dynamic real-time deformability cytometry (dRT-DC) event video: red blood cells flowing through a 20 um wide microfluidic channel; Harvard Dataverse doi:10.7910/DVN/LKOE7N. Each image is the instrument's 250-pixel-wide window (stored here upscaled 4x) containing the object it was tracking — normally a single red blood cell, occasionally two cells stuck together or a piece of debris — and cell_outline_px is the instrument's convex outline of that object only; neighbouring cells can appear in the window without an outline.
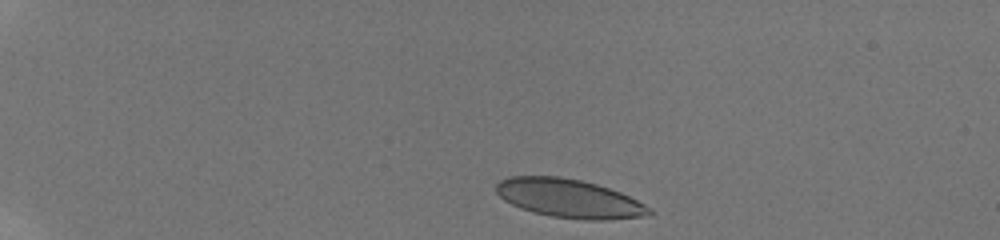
{"species": "human", "species_latin": "Homo sapiens", "temperature_condition": "room temperature", "stored_images_in_passage": 8, "camera_frame_rate_fps": 3000, "um_per_image_px": 0.085, "donor": {"sex": "male"}, "frame": {"image": 1, "passage_image": 1, "time_ms": 0.0, "image_size_px": [1000, 240], "cell_outline_px": [[656, 212], [652, 216], [608, 220], [584, 220], [552, 216], [532, 212], [520, 208], [504, 200], [496, 192], [496, 184], [500, 180], [508, 176], [560, 176], [580, 180], [596, 184], [620, 192], [652, 208]], "centroid_in_image_um": [48.42, 16.88], "position_along_channel_um": 36.6, "area_um2": 34.74}}
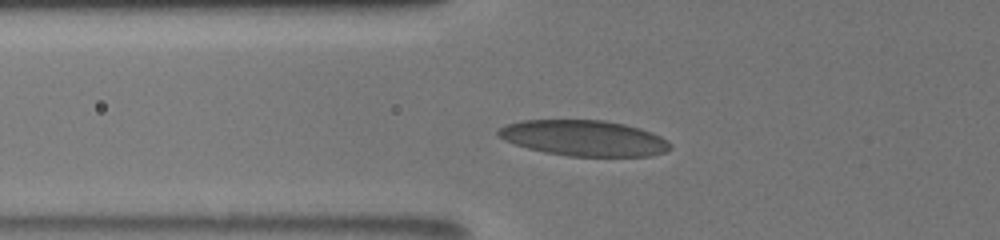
{"frame": {"image": 2, "passage_image": 7, "time_ms": 3.333, "image_size_px": [1000, 240], "cell_outline_px": [[672, 148], [664, 152], [652, 156], [568, 156], [544, 152], [528, 148], [504, 140], [496, 132], [504, 124], [520, 120], [604, 120], [624, 124], [640, 128], [652, 132], [668, 140], [672, 144]], "centroid_in_image_um": [49.66, 11.73], "position_along_channel_um": 76.1, "area_um2": 35.95}}